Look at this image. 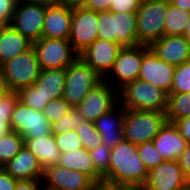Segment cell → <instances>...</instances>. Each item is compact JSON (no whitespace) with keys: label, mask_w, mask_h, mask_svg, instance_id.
<instances>
[{"label":"cell","mask_w":190,"mask_h":190,"mask_svg":"<svg viewBox=\"0 0 190 190\" xmlns=\"http://www.w3.org/2000/svg\"><path fill=\"white\" fill-rule=\"evenodd\" d=\"M95 182L80 171L70 170L59 164L44 170L42 189L91 190Z\"/></svg>","instance_id":"5bb4252c"},{"label":"cell","mask_w":190,"mask_h":190,"mask_svg":"<svg viewBox=\"0 0 190 190\" xmlns=\"http://www.w3.org/2000/svg\"><path fill=\"white\" fill-rule=\"evenodd\" d=\"M164 161L178 160L188 142L174 123L166 122L152 140Z\"/></svg>","instance_id":"7402d4cb"},{"label":"cell","mask_w":190,"mask_h":190,"mask_svg":"<svg viewBox=\"0 0 190 190\" xmlns=\"http://www.w3.org/2000/svg\"><path fill=\"white\" fill-rule=\"evenodd\" d=\"M178 160L164 161L149 171L146 190H179L189 184Z\"/></svg>","instance_id":"e0dca14e"},{"label":"cell","mask_w":190,"mask_h":190,"mask_svg":"<svg viewBox=\"0 0 190 190\" xmlns=\"http://www.w3.org/2000/svg\"><path fill=\"white\" fill-rule=\"evenodd\" d=\"M42 180H17L14 190H42Z\"/></svg>","instance_id":"ee69618b"},{"label":"cell","mask_w":190,"mask_h":190,"mask_svg":"<svg viewBox=\"0 0 190 190\" xmlns=\"http://www.w3.org/2000/svg\"><path fill=\"white\" fill-rule=\"evenodd\" d=\"M190 12L174 6L168 1V8L165 15L164 35H183Z\"/></svg>","instance_id":"4316f807"},{"label":"cell","mask_w":190,"mask_h":190,"mask_svg":"<svg viewBox=\"0 0 190 190\" xmlns=\"http://www.w3.org/2000/svg\"><path fill=\"white\" fill-rule=\"evenodd\" d=\"M17 93L19 101L34 110L43 111L49 103L48 97L35 84L22 88Z\"/></svg>","instance_id":"4dcf8cb0"},{"label":"cell","mask_w":190,"mask_h":190,"mask_svg":"<svg viewBox=\"0 0 190 190\" xmlns=\"http://www.w3.org/2000/svg\"><path fill=\"white\" fill-rule=\"evenodd\" d=\"M170 93H190V61L175 66L173 85Z\"/></svg>","instance_id":"e575fe53"},{"label":"cell","mask_w":190,"mask_h":190,"mask_svg":"<svg viewBox=\"0 0 190 190\" xmlns=\"http://www.w3.org/2000/svg\"><path fill=\"white\" fill-rule=\"evenodd\" d=\"M19 1L30 4H38L45 7L56 6L67 2V0H19Z\"/></svg>","instance_id":"bcb514c9"},{"label":"cell","mask_w":190,"mask_h":190,"mask_svg":"<svg viewBox=\"0 0 190 190\" xmlns=\"http://www.w3.org/2000/svg\"><path fill=\"white\" fill-rule=\"evenodd\" d=\"M104 79L80 57L66 68L63 98L72 107L79 105L87 93Z\"/></svg>","instance_id":"8992f818"},{"label":"cell","mask_w":190,"mask_h":190,"mask_svg":"<svg viewBox=\"0 0 190 190\" xmlns=\"http://www.w3.org/2000/svg\"><path fill=\"white\" fill-rule=\"evenodd\" d=\"M18 0H0V25H10Z\"/></svg>","instance_id":"ab89813d"},{"label":"cell","mask_w":190,"mask_h":190,"mask_svg":"<svg viewBox=\"0 0 190 190\" xmlns=\"http://www.w3.org/2000/svg\"><path fill=\"white\" fill-rule=\"evenodd\" d=\"M73 6L68 2L46 7L42 37L69 39L71 34Z\"/></svg>","instance_id":"d6986e66"},{"label":"cell","mask_w":190,"mask_h":190,"mask_svg":"<svg viewBox=\"0 0 190 190\" xmlns=\"http://www.w3.org/2000/svg\"><path fill=\"white\" fill-rule=\"evenodd\" d=\"M175 66L157 57L149 48L143 54V61L138 79L145 81L170 94Z\"/></svg>","instance_id":"9a60e30c"},{"label":"cell","mask_w":190,"mask_h":190,"mask_svg":"<svg viewBox=\"0 0 190 190\" xmlns=\"http://www.w3.org/2000/svg\"><path fill=\"white\" fill-rule=\"evenodd\" d=\"M174 124L178 127L185 140L190 143V116L177 120Z\"/></svg>","instance_id":"f6af8a7d"},{"label":"cell","mask_w":190,"mask_h":190,"mask_svg":"<svg viewBox=\"0 0 190 190\" xmlns=\"http://www.w3.org/2000/svg\"><path fill=\"white\" fill-rule=\"evenodd\" d=\"M24 146V138L15 131H9L0 138V167L6 165Z\"/></svg>","instance_id":"f1b7e54d"},{"label":"cell","mask_w":190,"mask_h":190,"mask_svg":"<svg viewBox=\"0 0 190 190\" xmlns=\"http://www.w3.org/2000/svg\"><path fill=\"white\" fill-rule=\"evenodd\" d=\"M2 168L17 180L43 179L44 170L38 158L25 145Z\"/></svg>","instance_id":"ffe728a7"},{"label":"cell","mask_w":190,"mask_h":190,"mask_svg":"<svg viewBox=\"0 0 190 190\" xmlns=\"http://www.w3.org/2000/svg\"><path fill=\"white\" fill-rule=\"evenodd\" d=\"M141 0H112L109 11L113 13H136Z\"/></svg>","instance_id":"f35d334b"},{"label":"cell","mask_w":190,"mask_h":190,"mask_svg":"<svg viewBox=\"0 0 190 190\" xmlns=\"http://www.w3.org/2000/svg\"><path fill=\"white\" fill-rule=\"evenodd\" d=\"M52 125L46 119L42 111L34 110L18 101L12 118L10 129L25 138H38L52 134Z\"/></svg>","instance_id":"30bf717a"},{"label":"cell","mask_w":190,"mask_h":190,"mask_svg":"<svg viewBox=\"0 0 190 190\" xmlns=\"http://www.w3.org/2000/svg\"><path fill=\"white\" fill-rule=\"evenodd\" d=\"M66 69H42L34 83L47 97L48 102L63 97Z\"/></svg>","instance_id":"484cf974"},{"label":"cell","mask_w":190,"mask_h":190,"mask_svg":"<svg viewBox=\"0 0 190 190\" xmlns=\"http://www.w3.org/2000/svg\"><path fill=\"white\" fill-rule=\"evenodd\" d=\"M10 92L2 67H0V96Z\"/></svg>","instance_id":"c3c4849f"},{"label":"cell","mask_w":190,"mask_h":190,"mask_svg":"<svg viewBox=\"0 0 190 190\" xmlns=\"http://www.w3.org/2000/svg\"><path fill=\"white\" fill-rule=\"evenodd\" d=\"M167 0H145L136 12L137 40L149 46L164 36Z\"/></svg>","instance_id":"5b68a950"},{"label":"cell","mask_w":190,"mask_h":190,"mask_svg":"<svg viewBox=\"0 0 190 190\" xmlns=\"http://www.w3.org/2000/svg\"><path fill=\"white\" fill-rule=\"evenodd\" d=\"M17 179L8 174L2 167H0V190H14Z\"/></svg>","instance_id":"7bdbcfd3"},{"label":"cell","mask_w":190,"mask_h":190,"mask_svg":"<svg viewBox=\"0 0 190 190\" xmlns=\"http://www.w3.org/2000/svg\"><path fill=\"white\" fill-rule=\"evenodd\" d=\"M91 190H124L122 185H114L107 182H97L93 185Z\"/></svg>","instance_id":"7dc6e473"},{"label":"cell","mask_w":190,"mask_h":190,"mask_svg":"<svg viewBox=\"0 0 190 190\" xmlns=\"http://www.w3.org/2000/svg\"><path fill=\"white\" fill-rule=\"evenodd\" d=\"M82 143V147L86 150L95 149L102 142V137L95 128L94 122L85 121L75 130Z\"/></svg>","instance_id":"1f68e13d"},{"label":"cell","mask_w":190,"mask_h":190,"mask_svg":"<svg viewBox=\"0 0 190 190\" xmlns=\"http://www.w3.org/2000/svg\"><path fill=\"white\" fill-rule=\"evenodd\" d=\"M183 36L188 40V42L190 43V17H189V20L187 22V25H186V28H185V31H184V34Z\"/></svg>","instance_id":"816d5d0a"},{"label":"cell","mask_w":190,"mask_h":190,"mask_svg":"<svg viewBox=\"0 0 190 190\" xmlns=\"http://www.w3.org/2000/svg\"><path fill=\"white\" fill-rule=\"evenodd\" d=\"M111 151L112 148L104 143H101L95 149L89 150L95 168L102 176H104L109 170Z\"/></svg>","instance_id":"8d00e7d4"},{"label":"cell","mask_w":190,"mask_h":190,"mask_svg":"<svg viewBox=\"0 0 190 190\" xmlns=\"http://www.w3.org/2000/svg\"><path fill=\"white\" fill-rule=\"evenodd\" d=\"M118 98L125 109L166 113L168 94L140 79L121 88L118 91Z\"/></svg>","instance_id":"7a4b0ae2"},{"label":"cell","mask_w":190,"mask_h":190,"mask_svg":"<svg viewBox=\"0 0 190 190\" xmlns=\"http://www.w3.org/2000/svg\"><path fill=\"white\" fill-rule=\"evenodd\" d=\"M97 38V12L83 6H73L71 34L69 37L73 50L79 55Z\"/></svg>","instance_id":"7c38bea8"},{"label":"cell","mask_w":190,"mask_h":190,"mask_svg":"<svg viewBox=\"0 0 190 190\" xmlns=\"http://www.w3.org/2000/svg\"><path fill=\"white\" fill-rule=\"evenodd\" d=\"M149 49L147 45L122 48L113 67L104 80L119 91L126 84L138 79L143 61V54Z\"/></svg>","instance_id":"52a82bcc"},{"label":"cell","mask_w":190,"mask_h":190,"mask_svg":"<svg viewBox=\"0 0 190 190\" xmlns=\"http://www.w3.org/2000/svg\"><path fill=\"white\" fill-rule=\"evenodd\" d=\"M71 6H83L87 0H67Z\"/></svg>","instance_id":"f907efd6"},{"label":"cell","mask_w":190,"mask_h":190,"mask_svg":"<svg viewBox=\"0 0 190 190\" xmlns=\"http://www.w3.org/2000/svg\"><path fill=\"white\" fill-rule=\"evenodd\" d=\"M71 109L72 106L66 102L63 97H61L50 101L42 112L52 125L53 123L59 121L62 116L67 115Z\"/></svg>","instance_id":"d590c367"},{"label":"cell","mask_w":190,"mask_h":190,"mask_svg":"<svg viewBox=\"0 0 190 190\" xmlns=\"http://www.w3.org/2000/svg\"><path fill=\"white\" fill-rule=\"evenodd\" d=\"M119 103L118 91L105 80L91 89L75 108L85 121L95 122Z\"/></svg>","instance_id":"8fae6325"},{"label":"cell","mask_w":190,"mask_h":190,"mask_svg":"<svg viewBox=\"0 0 190 190\" xmlns=\"http://www.w3.org/2000/svg\"><path fill=\"white\" fill-rule=\"evenodd\" d=\"M31 47L32 42L11 25H0V67Z\"/></svg>","instance_id":"603a6c76"},{"label":"cell","mask_w":190,"mask_h":190,"mask_svg":"<svg viewBox=\"0 0 190 190\" xmlns=\"http://www.w3.org/2000/svg\"><path fill=\"white\" fill-rule=\"evenodd\" d=\"M190 116V96L186 93L168 94L166 117L167 122L175 123L177 120Z\"/></svg>","instance_id":"83f0119b"},{"label":"cell","mask_w":190,"mask_h":190,"mask_svg":"<svg viewBox=\"0 0 190 190\" xmlns=\"http://www.w3.org/2000/svg\"><path fill=\"white\" fill-rule=\"evenodd\" d=\"M46 7L17 1L10 25L32 43L42 38Z\"/></svg>","instance_id":"4fadbf2b"},{"label":"cell","mask_w":190,"mask_h":190,"mask_svg":"<svg viewBox=\"0 0 190 190\" xmlns=\"http://www.w3.org/2000/svg\"><path fill=\"white\" fill-rule=\"evenodd\" d=\"M98 39L116 42L122 48L141 45L137 40L136 13L97 12Z\"/></svg>","instance_id":"3957f363"},{"label":"cell","mask_w":190,"mask_h":190,"mask_svg":"<svg viewBox=\"0 0 190 190\" xmlns=\"http://www.w3.org/2000/svg\"><path fill=\"white\" fill-rule=\"evenodd\" d=\"M149 48L161 60L174 66L190 61V43L183 35H164Z\"/></svg>","instance_id":"ac0fdd59"},{"label":"cell","mask_w":190,"mask_h":190,"mask_svg":"<svg viewBox=\"0 0 190 190\" xmlns=\"http://www.w3.org/2000/svg\"><path fill=\"white\" fill-rule=\"evenodd\" d=\"M174 6L190 12V0H170Z\"/></svg>","instance_id":"681fc988"},{"label":"cell","mask_w":190,"mask_h":190,"mask_svg":"<svg viewBox=\"0 0 190 190\" xmlns=\"http://www.w3.org/2000/svg\"><path fill=\"white\" fill-rule=\"evenodd\" d=\"M124 116L125 108L118 103L94 122L95 128L102 137V142L108 147L113 148L124 139Z\"/></svg>","instance_id":"44dd1931"},{"label":"cell","mask_w":190,"mask_h":190,"mask_svg":"<svg viewBox=\"0 0 190 190\" xmlns=\"http://www.w3.org/2000/svg\"><path fill=\"white\" fill-rule=\"evenodd\" d=\"M137 151L140 160L149 171L164 162L160 152L154 146L153 141L137 145Z\"/></svg>","instance_id":"836d02e7"},{"label":"cell","mask_w":190,"mask_h":190,"mask_svg":"<svg viewBox=\"0 0 190 190\" xmlns=\"http://www.w3.org/2000/svg\"><path fill=\"white\" fill-rule=\"evenodd\" d=\"M24 145L38 158L43 170L59 164L61 152L53 134L38 138H25Z\"/></svg>","instance_id":"cb8c5ba5"},{"label":"cell","mask_w":190,"mask_h":190,"mask_svg":"<svg viewBox=\"0 0 190 190\" xmlns=\"http://www.w3.org/2000/svg\"><path fill=\"white\" fill-rule=\"evenodd\" d=\"M124 190H146V189L144 187H132V188H129V187L124 186Z\"/></svg>","instance_id":"f5cc1de1"},{"label":"cell","mask_w":190,"mask_h":190,"mask_svg":"<svg viewBox=\"0 0 190 190\" xmlns=\"http://www.w3.org/2000/svg\"><path fill=\"white\" fill-rule=\"evenodd\" d=\"M121 49L116 42L97 38L79 57L104 79L111 71Z\"/></svg>","instance_id":"2e32d148"},{"label":"cell","mask_w":190,"mask_h":190,"mask_svg":"<svg viewBox=\"0 0 190 190\" xmlns=\"http://www.w3.org/2000/svg\"><path fill=\"white\" fill-rule=\"evenodd\" d=\"M84 122V118L79 114L75 107H72L70 112L62 116L59 121L52 124V134L59 135L76 130Z\"/></svg>","instance_id":"d6a6232c"},{"label":"cell","mask_w":190,"mask_h":190,"mask_svg":"<svg viewBox=\"0 0 190 190\" xmlns=\"http://www.w3.org/2000/svg\"><path fill=\"white\" fill-rule=\"evenodd\" d=\"M59 165L70 170L80 171L95 183L103 181V176L96 170L89 151L84 148L61 153Z\"/></svg>","instance_id":"d4e9b609"},{"label":"cell","mask_w":190,"mask_h":190,"mask_svg":"<svg viewBox=\"0 0 190 190\" xmlns=\"http://www.w3.org/2000/svg\"><path fill=\"white\" fill-rule=\"evenodd\" d=\"M42 69H66L79 55L73 50L69 39L42 37L32 43Z\"/></svg>","instance_id":"9c48e42d"},{"label":"cell","mask_w":190,"mask_h":190,"mask_svg":"<svg viewBox=\"0 0 190 190\" xmlns=\"http://www.w3.org/2000/svg\"><path fill=\"white\" fill-rule=\"evenodd\" d=\"M166 122V113L125 109L124 140L134 145L152 141Z\"/></svg>","instance_id":"277c9868"},{"label":"cell","mask_w":190,"mask_h":190,"mask_svg":"<svg viewBox=\"0 0 190 190\" xmlns=\"http://www.w3.org/2000/svg\"><path fill=\"white\" fill-rule=\"evenodd\" d=\"M148 176L149 170L139 158L137 145L123 139L112 148L104 182L129 188L144 187Z\"/></svg>","instance_id":"6da1fadb"},{"label":"cell","mask_w":190,"mask_h":190,"mask_svg":"<svg viewBox=\"0 0 190 190\" xmlns=\"http://www.w3.org/2000/svg\"><path fill=\"white\" fill-rule=\"evenodd\" d=\"M112 0H87L84 8L95 12L109 11Z\"/></svg>","instance_id":"60d3db41"},{"label":"cell","mask_w":190,"mask_h":190,"mask_svg":"<svg viewBox=\"0 0 190 190\" xmlns=\"http://www.w3.org/2000/svg\"><path fill=\"white\" fill-rule=\"evenodd\" d=\"M54 137L57 147L61 153L67 152L69 150L83 148L79 136L75 130L59 135H54Z\"/></svg>","instance_id":"74e56055"},{"label":"cell","mask_w":190,"mask_h":190,"mask_svg":"<svg viewBox=\"0 0 190 190\" xmlns=\"http://www.w3.org/2000/svg\"><path fill=\"white\" fill-rule=\"evenodd\" d=\"M178 162L185 177L190 182V143L187 144V147L182 152V155L179 157Z\"/></svg>","instance_id":"b9f144b4"},{"label":"cell","mask_w":190,"mask_h":190,"mask_svg":"<svg viewBox=\"0 0 190 190\" xmlns=\"http://www.w3.org/2000/svg\"><path fill=\"white\" fill-rule=\"evenodd\" d=\"M179 190H190V183L186 187H183V188H181Z\"/></svg>","instance_id":"db71d44e"},{"label":"cell","mask_w":190,"mask_h":190,"mask_svg":"<svg viewBox=\"0 0 190 190\" xmlns=\"http://www.w3.org/2000/svg\"><path fill=\"white\" fill-rule=\"evenodd\" d=\"M18 101V93L14 91H10L0 96V138L11 131L10 120Z\"/></svg>","instance_id":"f546056e"},{"label":"cell","mask_w":190,"mask_h":190,"mask_svg":"<svg viewBox=\"0 0 190 190\" xmlns=\"http://www.w3.org/2000/svg\"><path fill=\"white\" fill-rule=\"evenodd\" d=\"M1 67L10 91L14 92L34 84L41 71L33 47L17 55Z\"/></svg>","instance_id":"ba28073f"}]
</instances>
